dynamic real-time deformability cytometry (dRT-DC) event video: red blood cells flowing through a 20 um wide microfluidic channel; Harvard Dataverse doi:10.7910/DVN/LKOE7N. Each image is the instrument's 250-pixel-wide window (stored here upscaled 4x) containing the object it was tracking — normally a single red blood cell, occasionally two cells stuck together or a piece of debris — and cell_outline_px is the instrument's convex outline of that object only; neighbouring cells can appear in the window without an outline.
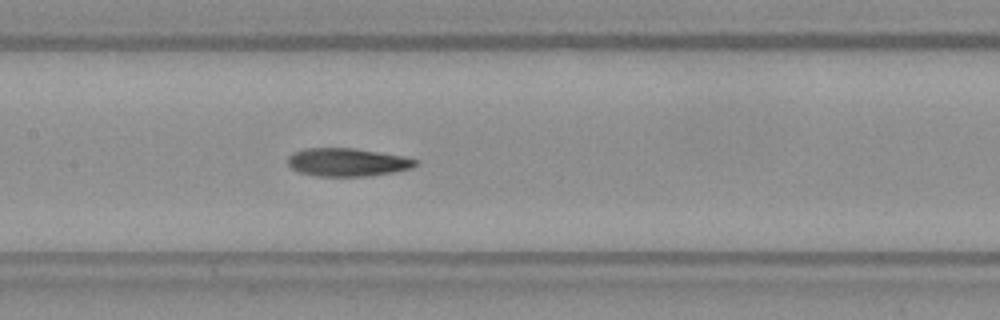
{"species": "Egyptian fruit bat (a non-hibernating species)", "species_latin": "Rousettus aegyptiacus", "temperature_condition": "warm", "stored_images_in_passage": 43, "camera_frame_rate_fps": 3000, "um_per_image_px": 0.085, "frame": {"image": 1, "passage_image": 13, "time_ms": 4.0, "image_size_px": [1000, 320], "cell_outline_px": [[420, 164], [412, 168], [396, 172], [368, 176], [316, 176], [300, 172], [292, 168], [288, 164], [288, 156], [292, 152], [304, 148], [356, 148], [404, 156], [420, 160]], "centroid_in_image_um": [29.58, 13.78], "position_along_channel_um": 177.8, "area_um2": 21.27}}
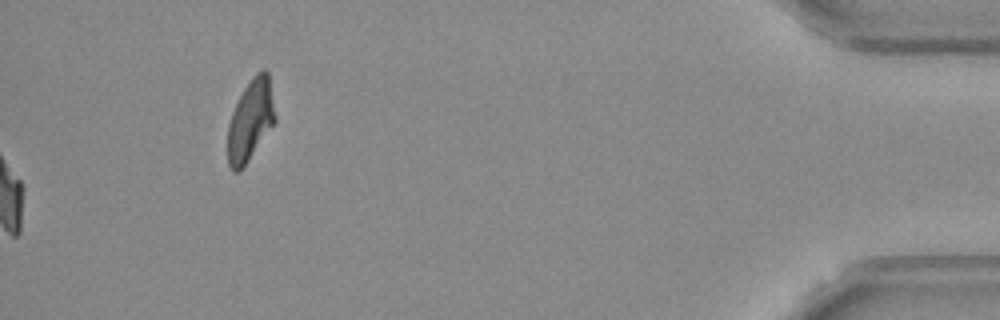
{"frame": {"image": 2, "passage_image": 43, "time_ms": 14.0, "image_size_px": [1000, 320], "cell_outline_px": [[276, 120], [240, 172], [232, 172], [228, 164], [228, 124], [232, 112], [244, 88], [252, 76], [256, 72], [264, 68], [268, 72], [276, 116]], "centroid_in_image_um": [21.28, 10.21], "position_along_channel_um": 413.9, "area_um2": 22.31}, "authors_computed_cell_mechanics": {"area_um2": 21.3282, "velocity_mm_per_s": 3.6521, "shape_relaxation_time_tau1_ms": null, "shape_relaxation_time_tau2_ms": 8.5257, "deformation_change_tau1": null, "deformation_change_tau2": 0.1513}}